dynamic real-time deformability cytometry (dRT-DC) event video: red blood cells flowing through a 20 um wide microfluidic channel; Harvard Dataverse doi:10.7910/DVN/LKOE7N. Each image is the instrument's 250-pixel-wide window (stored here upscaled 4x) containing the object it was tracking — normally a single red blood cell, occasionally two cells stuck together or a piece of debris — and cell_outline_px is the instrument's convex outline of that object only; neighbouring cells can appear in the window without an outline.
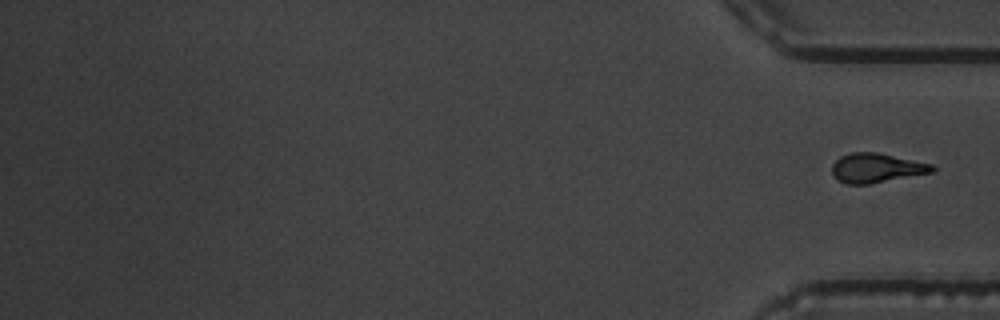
{"species": "common noctule bat (a hibernating species)", "species_latin": "Nyctalus noctula", "temperature_condition": "warm", "stored_images_in_passage": 16, "segment_of_instrument_passage": [2, 2], "camera_frame_rate_fps": 3000, "um_per_image_px": 0.085, "animal": {"sex": "male", "body_mass_g": 19.5, "forearm_length_mm": 54.6}, "frame": {"image": 1, "passage_image": 16, "time_ms": 18.667, "image_size_px": [1000, 320], "cell_outline_px": [[936, 168], [932, 172], [868, 184], [844, 184], [836, 180], [832, 176], [832, 164], [840, 156], [852, 152], [876, 152], [932, 164]], "centroid_in_image_um": [74.43, 14.28], "position_along_channel_um": 360.8, "area_um2": 17.11}}